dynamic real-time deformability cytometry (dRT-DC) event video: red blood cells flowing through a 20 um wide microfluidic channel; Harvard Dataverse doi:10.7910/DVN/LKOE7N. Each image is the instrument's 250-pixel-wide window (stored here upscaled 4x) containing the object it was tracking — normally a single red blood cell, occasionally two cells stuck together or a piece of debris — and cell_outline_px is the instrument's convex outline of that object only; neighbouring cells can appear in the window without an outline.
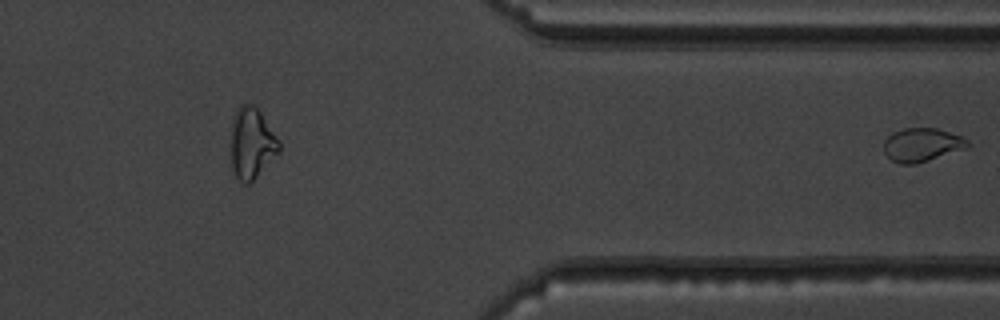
{"species": "common noctule bat (a hibernating species)", "species_latin": "Nyctalus noctula", "temperature_condition": "warm", "stored_images_in_passage": 44, "segment_of_instrument_passage": [2, 2], "camera_frame_rate_fps": 3000, "um_per_image_px": 0.085, "animal": {"sex": "male", "body_mass_g": 19.5, "forearm_length_mm": 54.6}, "frame": {"image": 1, "passage_image": 44, "time_ms": 14.333, "image_size_px": [1000, 320], "cell_outline_px": [[972, 144], [968, 148], [916, 164], [900, 164], [892, 160], [884, 152], [884, 140], [892, 132], [904, 128], [936, 128], [960, 136], [968, 140]], "centroid_in_image_um": [78.38, 12.31], "position_along_channel_um": 333.0, "area_um2": 16.47}}